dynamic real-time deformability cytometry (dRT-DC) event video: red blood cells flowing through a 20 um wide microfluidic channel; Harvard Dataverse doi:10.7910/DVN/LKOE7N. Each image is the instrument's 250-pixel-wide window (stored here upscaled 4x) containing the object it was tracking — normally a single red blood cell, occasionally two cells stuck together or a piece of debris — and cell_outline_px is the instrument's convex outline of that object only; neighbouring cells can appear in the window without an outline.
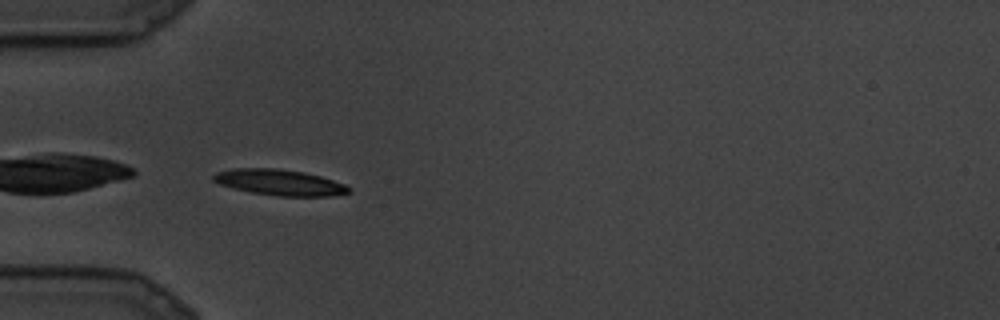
{"species": "common noctule bat (a hibernating species)", "species_latin": "Nyctalus noctula", "temperature_condition": "cold", "stored_images_in_passage": 26, "camera_frame_rate_fps": 3000, "um_per_image_px": 0.085, "animal": {"sex": "male", "body_mass_g": 19.5, "forearm_length_mm": 54.6}, "frame": {"image": 1, "passage_image": 8, "time_ms": 2.333, "image_size_px": [1000, 320], "cell_outline_px": [[352, 188], [348, 192], [332, 196], [276, 196], [252, 192], [232, 188], [220, 184], [212, 180], [212, 176], [216, 172], [232, 168], [276, 168], [304, 172], [320, 176], [344, 184]], "centroid_in_image_um": [23.73, 15.5], "position_along_channel_um": 61.3, "area_um2": 20.4}}
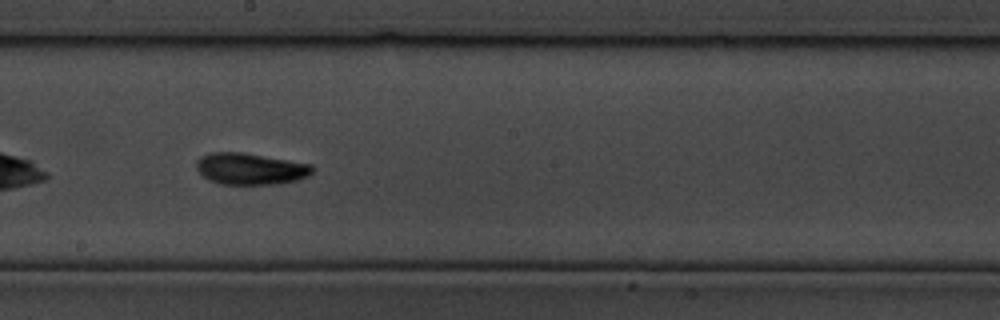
{"frame": {"image": 2, "passage_image": 15, "time_ms": 4.667, "image_size_px": [1000, 320], "cell_outline_px": [[316, 168], [308, 176], [300, 180], [280, 184], [220, 184], [208, 180], [196, 168], [196, 160], [200, 156], [208, 152], [240, 152], [312, 164]], "centroid_in_image_um": [21.29, 14.35], "position_along_channel_um": 226.9, "area_um2": 21.56}}
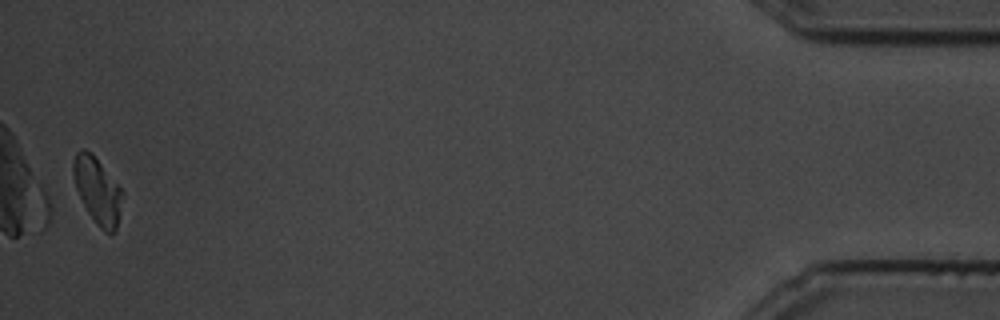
{"frame": {"image": 3, "passage_image": 26, "time_ms": 8.333, "image_size_px": [1000, 320], "cell_outline_px": [[124, 192], [116, 228], [112, 232], [108, 232], [100, 228], [96, 224], [88, 212], [76, 188], [72, 172], [72, 164], [76, 152], [80, 148], [84, 148], [92, 152]], "centroid_in_image_um": [8.27, 16.14], "position_along_channel_um": 426.9, "area_um2": 18.84}}